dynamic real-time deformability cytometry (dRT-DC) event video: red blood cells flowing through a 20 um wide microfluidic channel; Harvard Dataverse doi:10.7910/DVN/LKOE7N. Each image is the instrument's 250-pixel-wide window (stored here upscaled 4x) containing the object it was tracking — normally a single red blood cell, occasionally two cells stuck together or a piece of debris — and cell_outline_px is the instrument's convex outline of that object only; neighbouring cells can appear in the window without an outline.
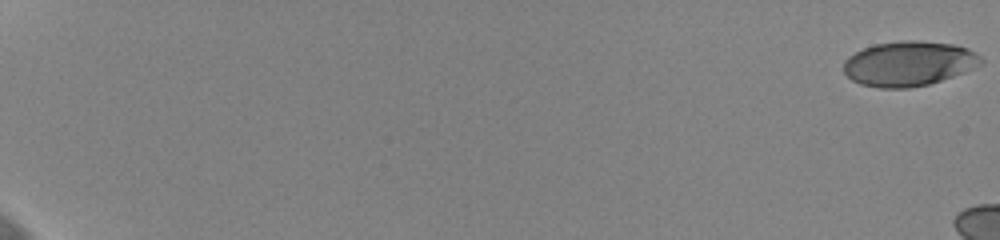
{"species": "human", "species_latin": "Homo sapiens", "temperature_condition": "cold", "stored_images_in_passage": 12, "camera_frame_rate_fps": 3000, "um_per_image_px": 0.085, "donor": {"sex": "female"}, "frame": {"image": 1, "passage_image": 1, "time_ms": 0.0, "image_size_px": [1000, 240], "cell_outline_px": [[984, 64], [964, 72], [928, 84], [908, 88], [880, 88], [860, 84], [852, 80], [844, 72], [844, 60], [848, 56], [864, 48], [876, 44], [908, 40], [916, 40], [952, 44], [968, 48], [976, 52], [984, 60]], "centroid_in_image_um": [77.27, 5.4], "position_along_channel_um": 7.7, "area_um2": 35.84}}